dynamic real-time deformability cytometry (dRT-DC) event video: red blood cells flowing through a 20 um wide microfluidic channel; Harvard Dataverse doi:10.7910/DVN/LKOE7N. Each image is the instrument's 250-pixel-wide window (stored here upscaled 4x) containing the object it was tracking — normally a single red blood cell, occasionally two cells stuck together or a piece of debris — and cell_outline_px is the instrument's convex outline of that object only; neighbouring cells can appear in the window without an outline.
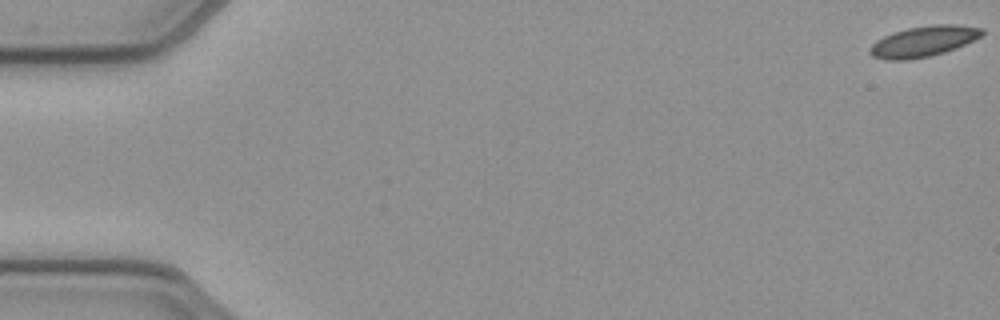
{"species": "common noctule bat (a hibernating species)", "species_latin": "Nyctalus noctula", "temperature_condition": "cold", "stored_images_in_passage": 11, "camera_frame_rate_fps": 3000, "um_per_image_px": 0.085, "animal": {"sex": "female", "body_mass_g": 21.9}, "frame": {"image": 1, "passage_image": 1, "time_ms": 0.0, "image_size_px": [1000, 320], "cell_outline_px": [[984, 32], [980, 36], [956, 48], [932, 56], [908, 60], [884, 60], [872, 56], [868, 52], [868, 48], [876, 40], [892, 32], [908, 28], [932, 24], [956, 24], [984, 28]], "centroid_in_image_um": [78.45, 3.52], "position_along_channel_um": 6.5, "area_um2": 20.23}}